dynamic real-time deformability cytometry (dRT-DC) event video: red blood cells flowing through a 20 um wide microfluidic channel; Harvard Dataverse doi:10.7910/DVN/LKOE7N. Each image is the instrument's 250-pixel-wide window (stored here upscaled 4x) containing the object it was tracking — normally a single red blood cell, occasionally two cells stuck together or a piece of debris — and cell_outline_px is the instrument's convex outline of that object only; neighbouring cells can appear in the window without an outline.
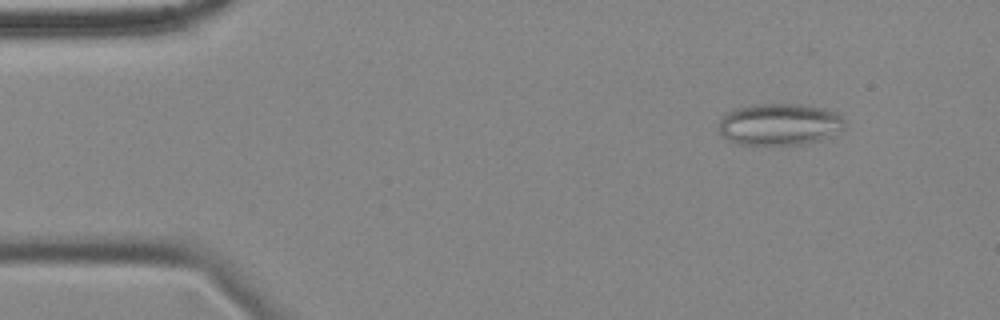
{"species": "common noctule bat (a hibernating species)", "species_latin": "Nyctalus noctula", "temperature_condition": "cold", "stored_images_in_passage": 56, "camera_frame_rate_fps": 3000, "um_per_image_px": 0.085, "animal": {"sex": "female", "body_mass_g": 18.4}, "frame": {"image": 1, "passage_image": 6, "time_ms": 1.667, "image_size_px": [1000, 320], "cell_outline_px": [[844, 124], [840, 128], [820, 140], [804, 144], [740, 144], [728, 140], [720, 136], [716, 128], [720, 120], [728, 112], [736, 108], [748, 104], [800, 104], [824, 108], [836, 112], [844, 120]], "centroid_in_image_um": [66.17, 10.55], "position_along_channel_um": 18.8, "area_um2": 30.58}}
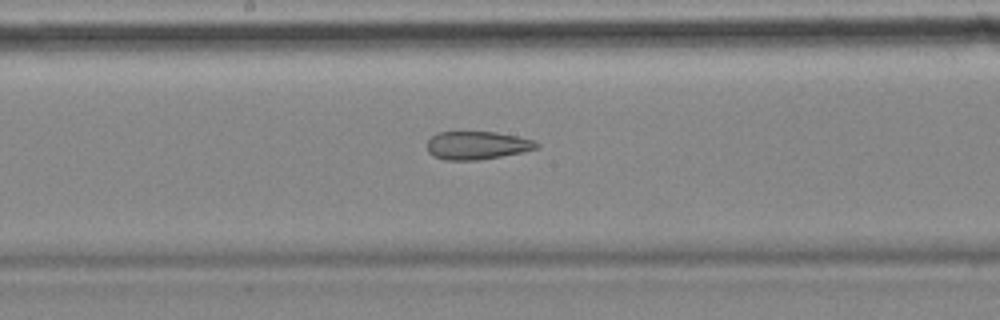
{"frame": {"image": 2, "passage_image": 29, "time_ms": 9.333, "image_size_px": [1000, 320], "cell_outline_px": [[540, 148], [500, 156], [476, 160], [444, 160], [432, 156], [428, 152], [428, 140], [436, 132], [496, 132], [536, 140], [540, 144]], "centroid_in_image_um": [40.55, 12.35], "position_along_channel_um": 207.6, "area_um2": 17.98}}
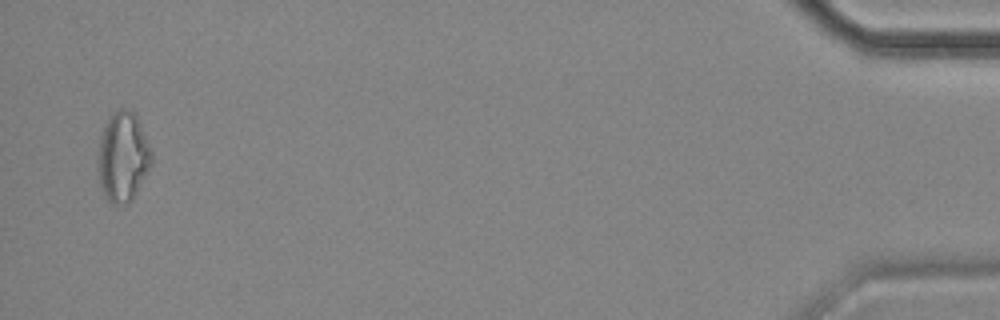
{"frame": {"image": 3, "passage_image": 55, "time_ms": 18.0, "image_size_px": [1000, 320], "cell_outline_px": [[152, 164], [132, 200], [128, 204], [112, 204], [104, 196], [100, 184], [96, 168], [100, 132], [108, 116], [120, 108], [128, 108], [136, 112], [152, 152]], "centroid_in_image_um": [10.42, 13.3], "position_along_channel_um": 424.8, "area_um2": 28.78}, "authors_computed_cell_mechanics": {"area_um2": 23.4379, "velocity_mm_per_s": 3.5212, "shape_relaxation_time_tau1_ms": null, "shape_relaxation_time_tau2_ms": 3.507, "deformation_change_tau1": null, "deformation_change_tau2": 0.1203}}